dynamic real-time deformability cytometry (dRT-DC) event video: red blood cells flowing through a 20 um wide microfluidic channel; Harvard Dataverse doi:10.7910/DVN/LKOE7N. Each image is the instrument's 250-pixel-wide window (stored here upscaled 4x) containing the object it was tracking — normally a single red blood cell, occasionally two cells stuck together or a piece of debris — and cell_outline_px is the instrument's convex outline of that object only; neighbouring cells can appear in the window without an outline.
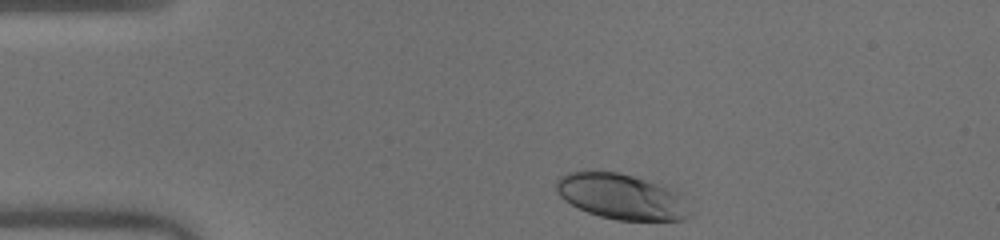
{"species": "human", "species_latin": "Homo sapiens", "temperature_condition": "warm", "stored_images_in_passage": 36, "camera_frame_rate_fps": 3000, "um_per_image_px": 0.085, "donor": {"sex": "male"}, "frame": {"image": 1, "passage_image": 1, "time_ms": 0.0, "image_size_px": [1000, 240], "cell_outline_px": [[692, 216], [684, 220], [616, 220], [600, 216], [588, 212], [564, 200], [560, 196], [556, 188], [556, 180], [560, 176], [568, 172], [616, 172], [632, 176], [676, 188], [692, 212]], "centroid_in_image_um": [52.89, 16.72], "position_along_channel_um": 32.1, "area_um2": 35.49}}
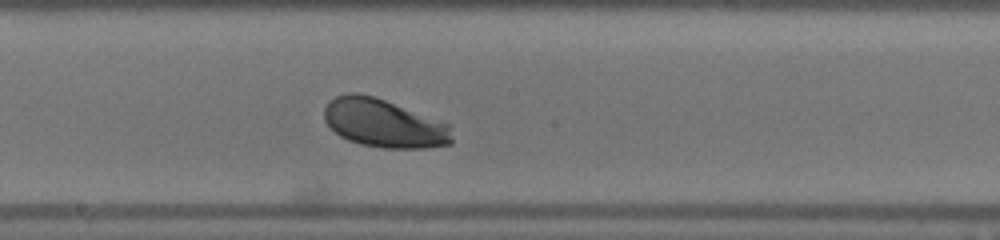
{"frame": {"image": 2, "passage_image": 19, "time_ms": 6.0, "image_size_px": [1000, 240], "cell_outline_px": [[452, 144], [428, 148], [380, 148], [360, 144], [348, 140], [340, 136], [324, 120], [324, 108], [336, 96], [348, 92], [356, 92], [372, 96], [384, 100], [448, 124], [452, 140]], "centroid_in_image_um": [32.6, 10.5], "position_along_channel_um": 215.6, "area_um2": 35.55}}
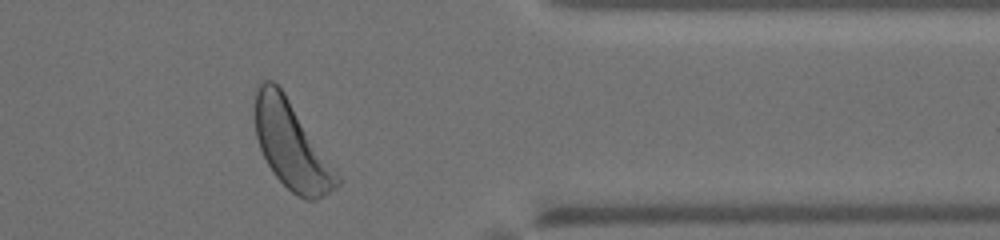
{"frame": {"image": 3, "passage_image": 33, "time_ms": 10.667, "image_size_px": [1000, 240], "cell_outline_px": [[340, 184], [336, 188], [316, 200], [304, 200], [292, 192], [272, 172], [260, 148], [256, 136], [256, 84], [264, 80], [272, 80], [284, 92], [340, 176]], "centroid_in_image_um": [24.78, 12.38], "position_along_channel_um": 386.6, "area_um2": 40.98}, "authors_computed_cell_mechanics": {"area_um2": 35.6626, "velocity_mm_per_s": 3.9834, "shape_relaxation_time_tau1_ms": 0.6522, "shape_relaxation_time_tau2_ms": null, "deformation_change_tau1": 0.0953, "deformation_change_tau2": null}}